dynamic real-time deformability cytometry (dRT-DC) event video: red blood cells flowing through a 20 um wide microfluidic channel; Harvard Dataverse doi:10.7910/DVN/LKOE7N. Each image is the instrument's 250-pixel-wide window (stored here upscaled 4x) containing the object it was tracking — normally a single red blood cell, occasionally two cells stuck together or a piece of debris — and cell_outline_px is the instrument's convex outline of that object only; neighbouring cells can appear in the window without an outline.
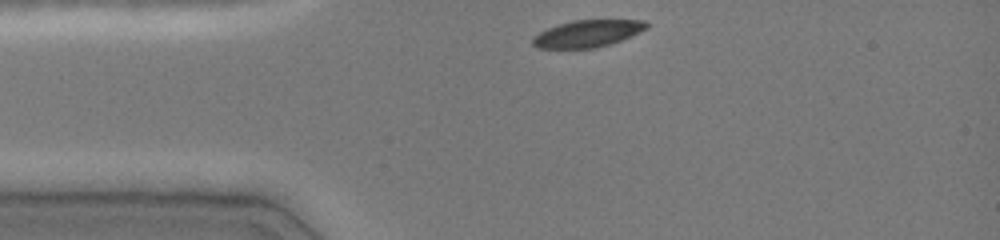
{"species": "common noctule bat (a hibernating species)", "species_latin": "Nyctalus noctula", "temperature_condition": "cold", "stored_images_in_passage": 32, "camera_frame_rate_fps": 3000, "um_per_image_px": 0.085, "animal": {"sex": "female", "body_mass_g": 19.0, "forearm_length_mm": 51.5}, "frame": {"image": 1, "passage_image": 1, "time_ms": 0.0, "image_size_px": [1000, 240], "cell_outline_px": [[648, 28], [632, 36], [596, 48], [536, 48], [532, 44], [532, 36], [548, 28], [572, 20], [644, 20], [648, 24]], "centroid_in_image_um": [49.93, 2.85], "position_along_channel_um": 35.1, "area_um2": 17.86}}
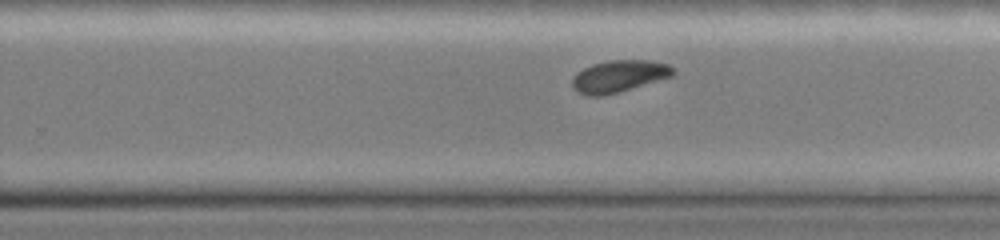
{"frame": {"image": 2, "passage_image": 21, "time_ms": 6.667, "image_size_px": [1000, 240], "cell_outline_px": [[676, 72], [672, 76], [620, 92], [600, 96], [584, 96], [576, 92], [572, 88], [572, 80], [576, 72], [592, 64], [608, 60], [648, 60], [668, 64]], "centroid_in_image_um": [52.57, 6.49], "position_along_channel_um": 277.2, "area_um2": 18.96}}
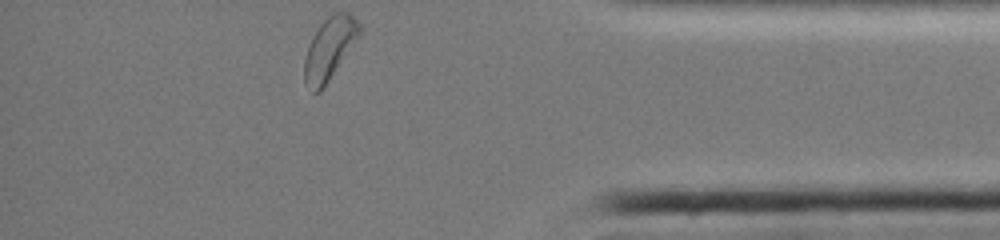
{"frame": {"image": 3, "passage_image": 32, "time_ms": 10.333, "image_size_px": [1000, 240], "cell_outline_px": [[360, 32], [320, 92], [312, 92], [304, 84], [304, 60], [308, 44], [312, 36], [320, 24], [332, 12], [348, 12], [360, 24]], "centroid_in_image_um": [27.94, 4.12], "position_along_channel_um": 407.3, "area_um2": 19.42}, "authors_computed_cell_mechanics": {"area_um2": 19.4786, "velocity_mm_per_s": 4.0163, "shape_relaxation_time_tau1_ms": 2.668, "shape_relaxation_time_tau2_ms": null, "deformation_change_tau1": 0.0993, "deformation_change_tau2": null}}